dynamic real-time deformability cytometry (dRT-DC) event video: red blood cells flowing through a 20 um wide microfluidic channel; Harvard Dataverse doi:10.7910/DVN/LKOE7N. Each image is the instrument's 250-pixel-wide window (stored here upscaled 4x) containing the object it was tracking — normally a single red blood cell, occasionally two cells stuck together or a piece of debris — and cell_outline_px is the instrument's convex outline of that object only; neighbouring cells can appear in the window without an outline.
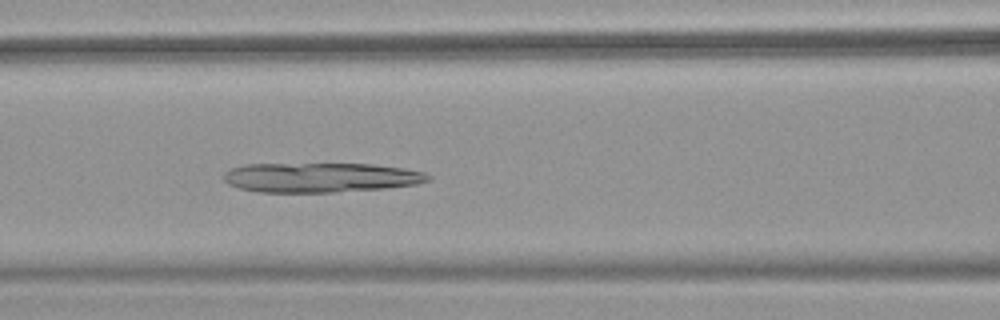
{"species": "common noctule bat (a hibernating species)", "species_latin": "Nyctalus noctula", "temperature_condition": "warm", "stored_images_in_passage": 51, "camera_frame_rate_fps": 3000, "um_per_image_px": 0.085, "animal": {"sex": "female", "body_mass_g": 18.4}, "frame": {"image": 1, "passage_image": 22, "time_ms": 7.0, "image_size_px": [1000, 320], "cell_outline_px": [[432, 180], [416, 184], [384, 188], [332, 192], [260, 192], [240, 188], [228, 184], [224, 180], [224, 172], [232, 168], [248, 164], [372, 164], [404, 168], [424, 172], [432, 176]], "centroid_in_image_um": [27.28, 15.08], "position_along_channel_um": 139.3, "area_um2": 35.2}}
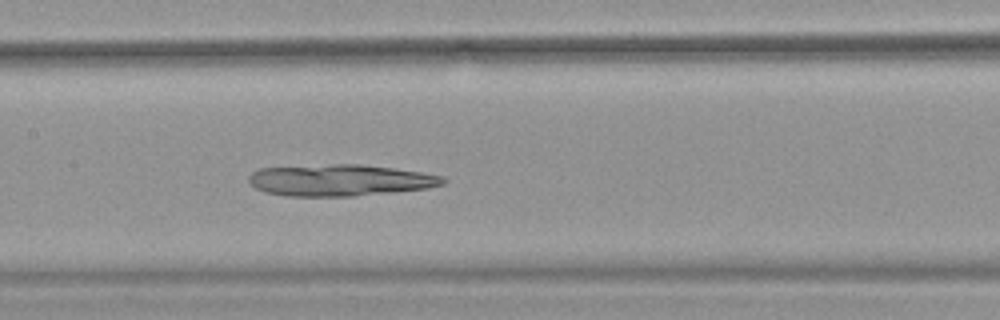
{"frame": {"image": 2, "passage_image": 25, "time_ms": 8.0, "image_size_px": [1000, 320], "cell_outline_px": [[448, 180], [444, 184], [428, 188], [392, 192], [352, 196], [288, 196], [264, 192], [256, 188], [248, 180], [248, 176], [252, 172], [260, 168], [332, 164], [356, 164], [392, 168], [420, 172], [444, 176]], "centroid_in_image_um": [28.9, 15.32], "position_along_channel_um": 178.5, "area_um2": 35.6}}
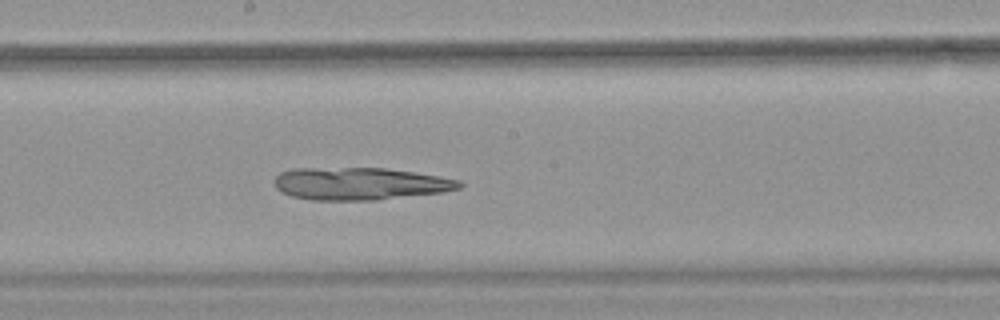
{"frame": {"image": 3, "passage_image": 28, "time_ms": 9.0, "image_size_px": [1000, 320], "cell_outline_px": [[464, 184], [460, 188], [444, 192], [376, 200], [312, 200], [292, 196], [280, 192], [272, 184], [272, 180], [280, 172], [292, 168], [384, 168], [416, 172], [440, 176], [460, 180]], "centroid_in_image_um": [30.57, 15.61], "position_along_channel_um": 217.6, "area_um2": 35.37}}